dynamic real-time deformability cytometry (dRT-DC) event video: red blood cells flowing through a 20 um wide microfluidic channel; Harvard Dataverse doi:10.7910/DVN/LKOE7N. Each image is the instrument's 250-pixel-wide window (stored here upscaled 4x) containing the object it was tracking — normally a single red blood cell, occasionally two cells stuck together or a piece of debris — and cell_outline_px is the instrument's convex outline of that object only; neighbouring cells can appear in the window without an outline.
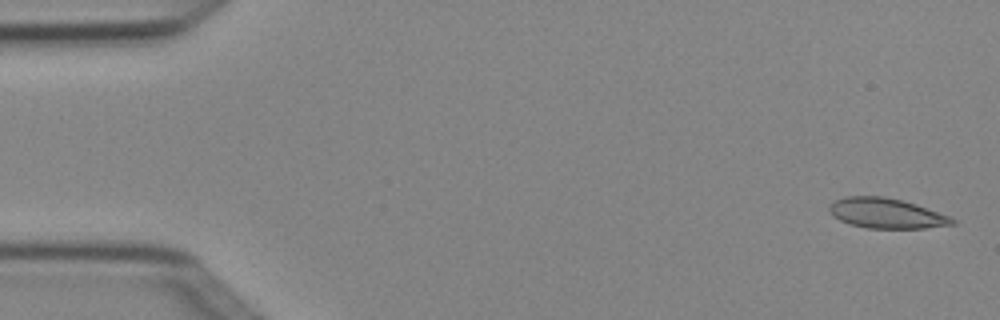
{"species": "Egyptian fruit bat (a non-hibernating species)", "species_latin": "Rousettus aegyptiacus", "temperature_condition": "cold", "stored_images_in_passage": 5, "camera_frame_rate_fps": 3000, "um_per_image_px": 0.085, "animal": {"sex": "female"}, "frame": {"image": 1, "passage_image": 1, "time_ms": 0.0, "image_size_px": [1000, 320], "cell_outline_px": [[956, 224], [924, 228], [868, 228], [852, 224], [840, 220], [828, 208], [828, 204], [844, 196], [884, 196], [916, 204], [948, 216], [956, 220]], "centroid_in_image_um": [75.34, 18.12], "position_along_channel_um": 9.7, "area_um2": 21.27}}
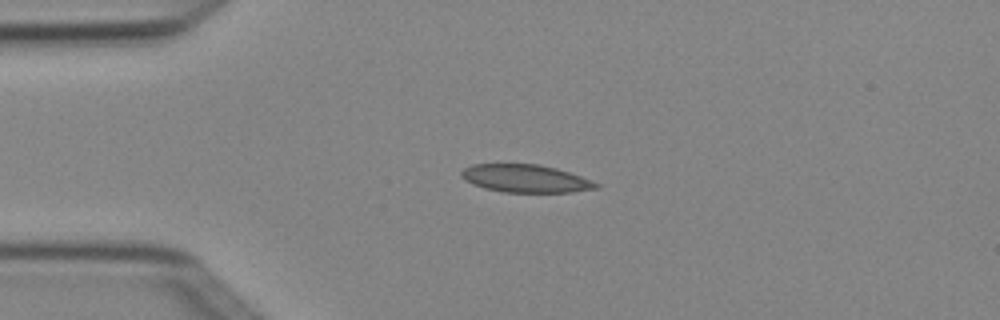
{"frame": {"image": 2, "passage_image": 3, "time_ms": 0.667, "image_size_px": [1000, 320], "cell_outline_px": [[600, 188], [572, 192], [504, 192], [484, 188], [472, 184], [464, 180], [460, 176], [460, 172], [464, 168], [472, 164], [540, 164], [556, 168], [580, 176], [600, 184]], "centroid_in_image_um": [44.65, 15.17], "position_along_channel_um": 40.4, "area_um2": 21.91}}
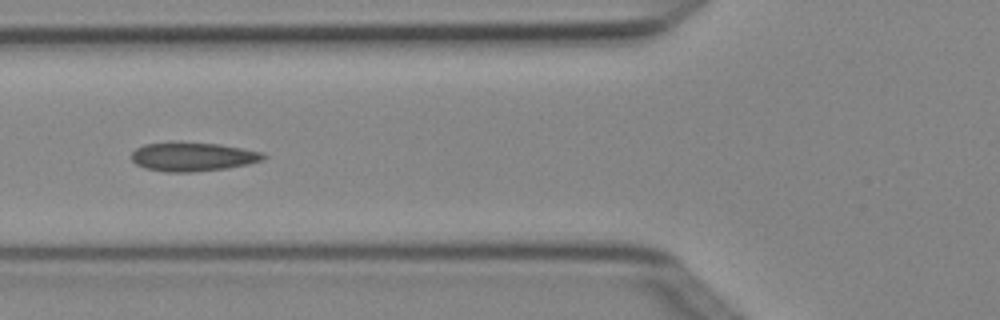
{"frame": {"image": 3, "passage_image": 5, "time_ms": 1.333, "image_size_px": [1000, 320], "cell_outline_px": [[268, 156], [264, 160], [248, 164], [228, 168], [192, 172], [164, 172], [144, 168], [136, 164], [132, 160], [132, 152], [136, 148], [144, 144], [176, 140], [220, 144], [264, 152]], "centroid_in_image_um": [16.39, 13.3], "position_along_channel_um": 109.4, "area_um2": 22.89}}